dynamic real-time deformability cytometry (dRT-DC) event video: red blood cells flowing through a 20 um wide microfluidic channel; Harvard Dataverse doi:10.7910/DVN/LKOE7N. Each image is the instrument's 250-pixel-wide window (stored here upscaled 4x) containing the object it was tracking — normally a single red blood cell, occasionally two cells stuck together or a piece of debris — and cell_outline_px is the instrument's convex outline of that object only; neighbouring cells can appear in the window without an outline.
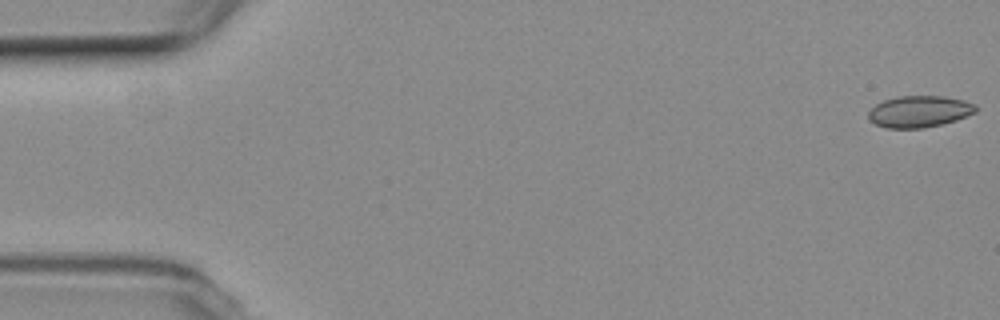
{"species": "common noctule bat (a hibernating species)", "species_latin": "Nyctalus noctula", "temperature_condition": "room temperature", "stored_images_in_passage": 5, "camera_frame_rate_fps": 3000, "um_per_image_px": 0.085, "animal": {"sex": "female", "body_mass_g": 19.3, "forearm_length_mm": 54.1}, "frame": {"image": 1, "passage_image": 5, "time_ms": 6.333, "image_size_px": [1000, 320], "cell_outline_px": [[976, 112], [956, 120], [924, 128], [888, 128], [876, 124], [868, 120], [868, 112], [876, 104], [884, 100], [896, 96], [944, 96], [964, 100], [976, 104]], "centroid_in_image_um": [78.13, 9.47], "position_along_channel_um": 6.9, "area_um2": 19.77}}